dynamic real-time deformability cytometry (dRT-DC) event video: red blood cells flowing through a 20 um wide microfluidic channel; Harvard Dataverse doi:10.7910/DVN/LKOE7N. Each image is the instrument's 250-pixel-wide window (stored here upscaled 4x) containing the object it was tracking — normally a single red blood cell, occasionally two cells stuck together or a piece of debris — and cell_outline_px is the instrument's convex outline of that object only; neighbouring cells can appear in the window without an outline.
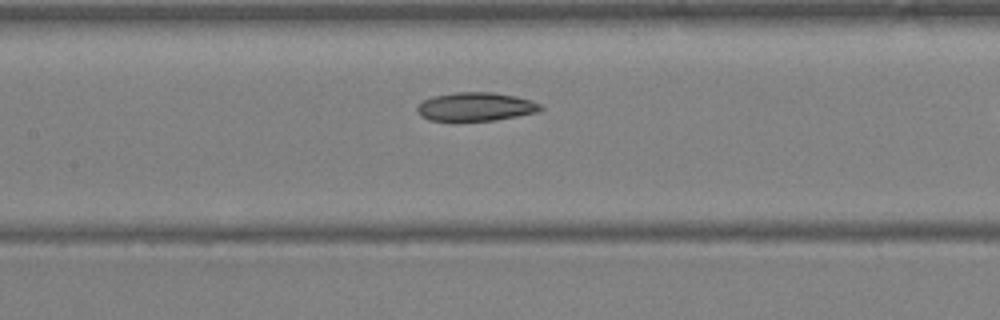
{"species": "Egyptian fruit bat (a non-hibernating species)", "species_latin": "Rousettus aegyptiacus", "temperature_condition": "warm", "stored_images_in_passage": 23, "camera_frame_rate_fps": 3000, "um_per_image_px": 0.085, "animal": {"sex": "female"}, "frame": {"image": 1, "passage_image": 10, "time_ms": 3.0, "image_size_px": [1000, 320], "cell_outline_px": [[544, 108], [540, 112], [496, 120], [428, 120], [420, 116], [416, 108], [424, 100], [432, 96], [456, 92], [492, 92], [516, 96], [532, 100], [540, 104]], "centroid_in_image_um": [40.47, 9.06], "position_along_channel_um": 166.9, "area_um2": 20.58}}
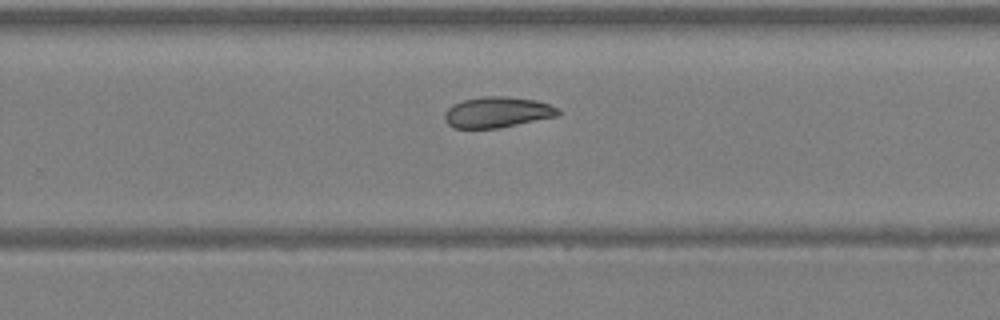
{"frame": {"image": 2, "passage_image": 17, "time_ms": 5.333, "image_size_px": [1000, 320], "cell_outline_px": [[560, 112], [556, 116], [500, 128], [452, 128], [444, 120], [444, 112], [452, 104], [464, 100], [484, 96], [508, 96], [536, 100], [560, 108]], "centroid_in_image_um": [42.25, 9.54], "position_along_channel_um": 287.6, "area_um2": 20.46}}